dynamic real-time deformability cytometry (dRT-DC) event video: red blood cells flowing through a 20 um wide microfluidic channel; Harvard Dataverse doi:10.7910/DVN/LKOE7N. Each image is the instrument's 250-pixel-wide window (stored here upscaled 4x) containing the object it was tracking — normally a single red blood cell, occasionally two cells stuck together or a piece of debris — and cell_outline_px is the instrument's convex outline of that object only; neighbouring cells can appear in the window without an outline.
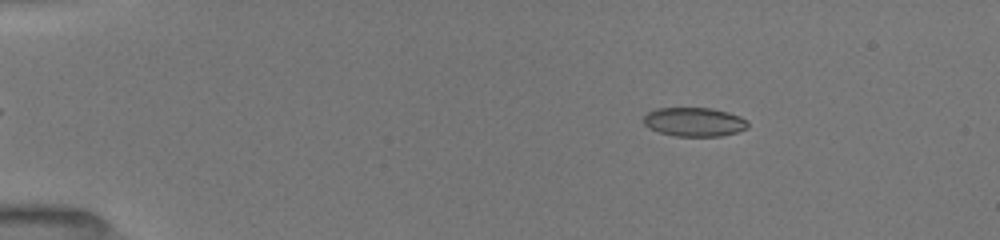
{"species": "common noctule bat (a hibernating species)", "species_latin": "Nyctalus noctula", "temperature_condition": "room temperature", "stored_images_in_passage": 29, "camera_frame_rate_fps": 3000, "um_per_image_px": 0.085, "animal": {"sex": "female", "body_mass_g": 19.5, "forearm_length_mm": 54.1}, "frame": {"image": 1, "passage_image": 4, "time_ms": 1.0, "image_size_px": [1000, 240], "cell_outline_px": [[748, 128], [736, 132], [720, 136], [676, 136], [660, 132], [648, 128], [644, 124], [644, 116], [648, 112], [656, 108], [712, 108], [728, 112], [740, 116], [748, 120]], "centroid_in_image_um": [59.02, 10.36], "position_along_channel_um": 26.0, "area_um2": 17.63}}
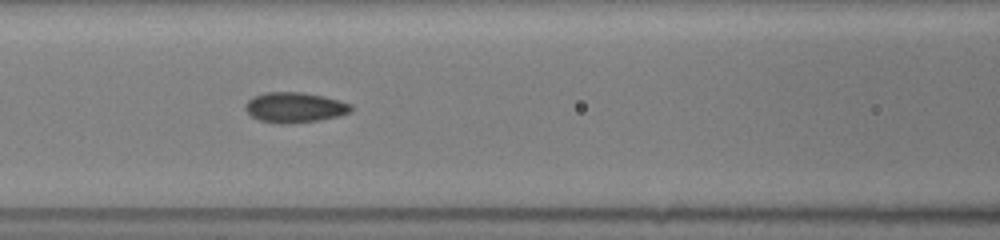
{"frame": {"image": 2, "passage_image": 21, "time_ms": 6.0, "image_size_px": [1000, 240], "cell_outline_px": [[352, 112], [340, 116], [320, 120], [280, 124], [260, 120], [252, 116], [244, 108], [244, 104], [252, 96], [264, 92], [304, 92], [324, 96], [340, 100], [352, 104]], "centroid_in_image_um": [25.07, 9.12], "position_along_channel_um": 141.5, "area_um2": 18.84}}
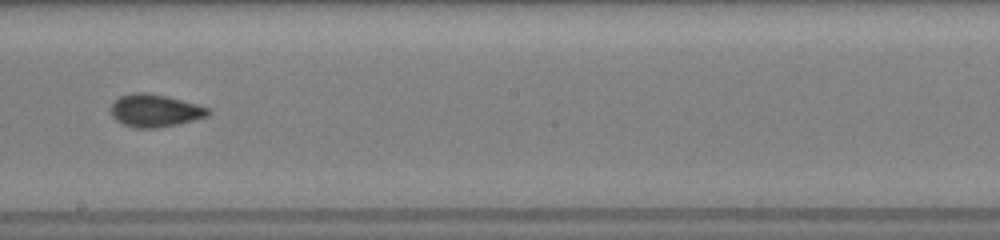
{"frame": {"image": 3, "passage_image": 27, "time_ms": 8.333, "image_size_px": [1000, 240], "cell_outline_px": [[212, 112], [208, 116], [176, 124], [156, 128], [136, 128], [124, 124], [116, 120], [112, 116], [108, 108], [120, 96], [132, 92], [144, 92], [168, 96], [196, 104], [208, 108]], "centroid_in_image_um": [13.14, 9.39], "position_along_channel_um": 235.1, "area_um2": 18.5}}